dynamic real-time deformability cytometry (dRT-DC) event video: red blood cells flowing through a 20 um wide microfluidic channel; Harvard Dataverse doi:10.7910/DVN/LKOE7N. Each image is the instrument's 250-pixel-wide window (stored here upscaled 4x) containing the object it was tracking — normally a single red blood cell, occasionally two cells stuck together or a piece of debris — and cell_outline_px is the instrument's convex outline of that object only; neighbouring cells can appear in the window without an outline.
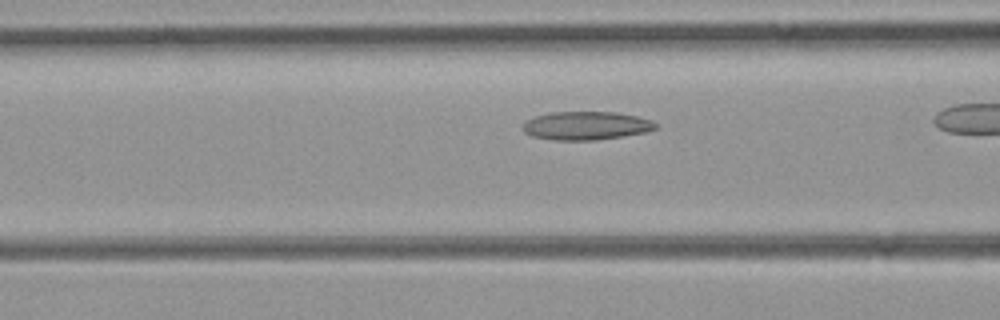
{"species": "common noctule bat (a hibernating species)", "species_latin": "Nyctalus noctula", "temperature_condition": "room temperature", "stored_images_in_passage": 27, "camera_frame_rate_fps": 3000, "um_per_image_px": 0.085, "animal": {"sex": "female", "body_mass_g": 21.9}, "frame": {"image": 1, "passage_image": 8, "time_ms": 2.333, "image_size_px": [1000, 320], "cell_outline_px": [[660, 124], [656, 128], [644, 132], [624, 136], [596, 140], [556, 140], [532, 136], [524, 132], [524, 124], [528, 120], [536, 116], [552, 112], [616, 112], [636, 116], [652, 120]], "centroid_in_image_um": [49.87, 10.68], "position_along_channel_um": 116.7, "area_um2": 21.85}}
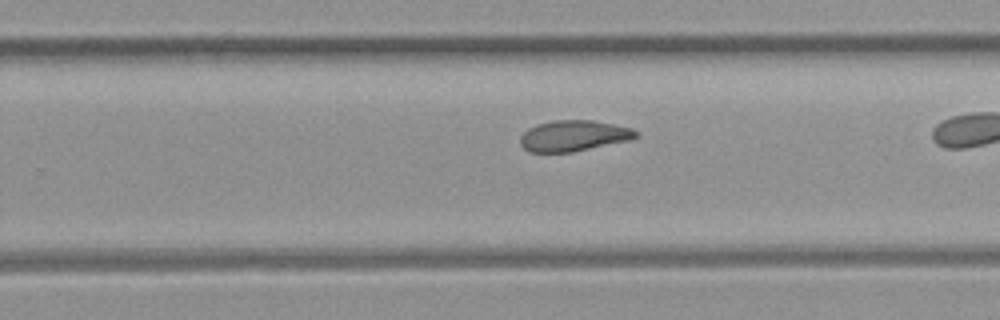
{"frame": {"image": 2, "passage_image": 20, "time_ms": 6.333, "image_size_px": [1000, 320], "cell_outline_px": [[640, 136], [632, 140], [572, 152], [532, 152], [524, 148], [520, 144], [520, 136], [528, 128], [536, 124], [552, 120], [592, 120], [632, 128], [640, 132]], "centroid_in_image_um": [48.8, 11.54], "position_along_channel_um": 281.0, "area_um2": 21.04}}
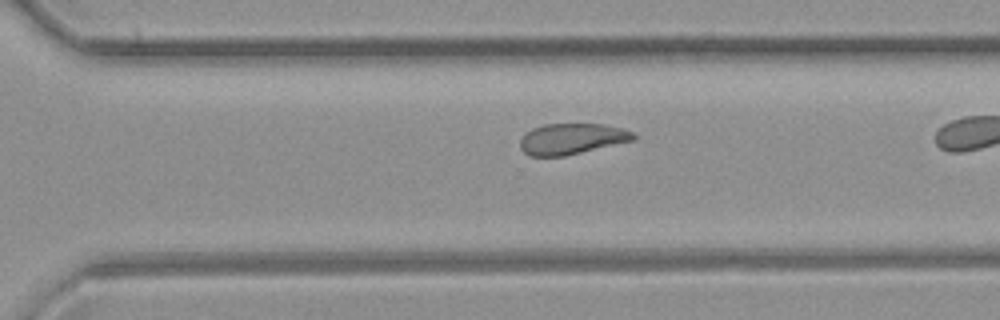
{"frame": {"image": 3, "passage_image": 23, "time_ms": 7.333, "image_size_px": [1000, 320], "cell_outline_px": [[636, 140], [564, 156], [528, 156], [520, 148], [520, 140], [524, 132], [532, 128], [544, 124], [604, 124], [624, 128], [632, 132], [636, 136]], "centroid_in_image_um": [48.6, 11.8], "position_along_channel_um": 322.0, "area_um2": 20.63}}